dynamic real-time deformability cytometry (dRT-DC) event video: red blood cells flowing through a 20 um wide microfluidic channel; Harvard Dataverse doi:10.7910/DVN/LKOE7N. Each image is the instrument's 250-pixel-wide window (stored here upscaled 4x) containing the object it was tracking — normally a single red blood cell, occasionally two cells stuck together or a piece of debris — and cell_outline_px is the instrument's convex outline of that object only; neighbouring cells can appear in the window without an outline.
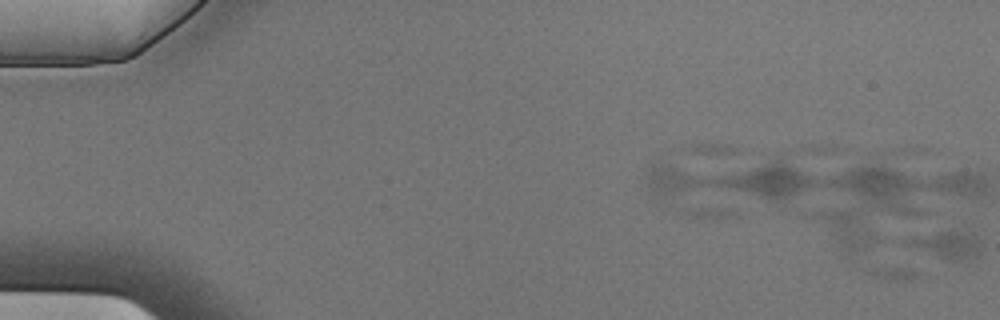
{"species": "Egyptian fruit bat (a non-hibernating species)", "species_latin": "Rousettus aegyptiacus", "temperature_condition": "cold", "stored_images_in_passage": 4, "camera_frame_rate_fps": 3000, "um_per_image_px": 0.085, "animal": {"sex": "male"}, "frame": {"image": 1, "passage_image": 1, "time_ms": 0.0, "image_size_px": [1000, 320], "cell_outline_px": [[980, 256], [976, 260], [944, 260], [904, 244], [900, 240], [908, 236], [940, 232], [976, 232], [980, 240]], "centroid_in_image_um": [80.5, 20.82], "position_along_channel_um": 4.5, "area_um2": 12.37}}